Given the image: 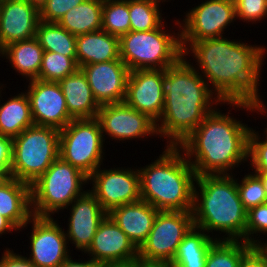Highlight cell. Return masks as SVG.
Returning a JSON list of instances; mask_svg holds the SVG:
<instances>
[{
    "label": "cell",
    "instance_id": "obj_38",
    "mask_svg": "<svg viewBox=\"0 0 267 267\" xmlns=\"http://www.w3.org/2000/svg\"><path fill=\"white\" fill-rule=\"evenodd\" d=\"M83 1L84 0H45L39 6L40 20L57 23L64 14Z\"/></svg>",
    "mask_w": 267,
    "mask_h": 267
},
{
    "label": "cell",
    "instance_id": "obj_14",
    "mask_svg": "<svg viewBox=\"0 0 267 267\" xmlns=\"http://www.w3.org/2000/svg\"><path fill=\"white\" fill-rule=\"evenodd\" d=\"M97 119L101 125L104 141L106 134L110 139L119 142L158 136L156 123L125 102L101 105Z\"/></svg>",
    "mask_w": 267,
    "mask_h": 267
},
{
    "label": "cell",
    "instance_id": "obj_47",
    "mask_svg": "<svg viewBox=\"0 0 267 267\" xmlns=\"http://www.w3.org/2000/svg\"><path fill=\"white\" fill-rule=\"evenodd\" d=\"M254 247L262 254V256L267 261V240H266V243L260 240L256 245H254Z\"/></svg>",
    "mask_w": 267,
    "mask_h": 267
},
{
    "label": "cell",
    "instance_id": "obj_34",
    "mask_svg": "<svg viewBox=\"0 0 267 267\" xmlns=\"http://www.w3.org/2000/svg\"><path fill=\"white\" fill-rule=\"evenodd\" d=\"M236 185L239 198L246 211L267 202V195L261 178L250 172L237 181Z\"/></svg>",
    "mask_w": 267,
    "mask_h": 267
},
{
    "label": "cell",
    "instance_id": "obj_4",
    "mask_svg": "<svg viewBox=\"0 0 267 267\" xmlns=\"http://www.w3.org/2000/svg\"><path fill=\"white\" fill-rule=\"evenodd\" d=\"M235 174L196 176L193 197L194 226L221 240L244 241L247 211L239 198ZM199 190V191H198ZM226 236V237H225Z\"/></svg>",
    "mask_w": 267,
    "mask_h": 267
},
{
    "label": "cell",
    "instance_id": "obj_28",
    "mask_svg": "<svg viewBox=\"0 0 267 267\" xmlns=\"http://www.w3.org/2000/svg\"><path fill=\"white\" fill-rule=\"evenodd\" d=\"M103 0H84L57 22L75 36L102 30Z\"/></svg>",
    "mask_w": 267,
    "mask_h": 267
},
{
    "label": "cell",
    "instance_id": "obj_31",
    "mask_svg": "<svg viewBox=\"0 0 267 267\" xmlns=\"http://www.w3.org/2000/svg\"><path fill=\"white\" fill-rule=\"evenodd\" d=\"M252 247L244 241L216 240L209 248L205 267H239Z\"/></svg>",
    "mask_w": 267,
    "mask_h": 267
},
{
    "label": "cell",
    "instance_id": "obj_48",
    "mask_svg": "<svg viewBox=\"0 0 267 267\" xmlns=\"http://www.w3.org/2000/svg\"><path fill=\"white\" fill-rule=\"evenodd\" d=\"M103 267H138V259L131 263L126 264H107L103 265Z\"/></svg>",
    "mask_w": 267,
    "mask_h": 267
},
{
    "label": "cell",
    "instance_id": "obj_29",
    "mask_svg": "<svg viewBox=\"0 0 267 267\" xmlns=\"http://www.w3.org/2000/svg\"><path fill=\"white\" fill-rule=\"evenodd\" d=\"M36 38L44 51L55 52L71 57L76 62V36L69 33L58 23H38Z\"/></svg>",
    "mask_w": 267,
    "mask_h": 267
},
{
    "label": "cell",
    "instance_id": "obj_6",
    "mask_svg": "<svg viewBox=\"0 0 267 267\" xmlns=\"http://www.w3.org/2000/svg\"><path fill=\"white\" fill-rule=\"evenodd\" d=\"M166 29L163 23L155 30L129 31L119 38L120 59L130 71L166 69L183 56L180 31Z\"/></svg>",
    "mask_w": 267,
    "mask_h": 267
},
{
    "label": "cell",
    "instance_id": "obj_41",
    "mask_svg": "<svg viewBox=\"0 0 267 267\" xmlns=\"http://www.w3.org/2000/svg\"><path fill=\"white\" fill-rule=\"evenodd\" d=\"M12 138L0 135V167L11 169Z\"/></svg>",
    "mask_w": 267,
    "mask_h": 267
},
{
    "label": "cell",
    "instance_id": "obj_20",
    "mask_svg": "<svg viewBox=\"0 0 267 267\" xmlns=\"http://www.w3.org/2000/svg\"><path fill=\"white\" fill-rule=\"evenodd\" d=\"M39 6L27 0H2L0 6V51L7 45L36 37Z\"/></svg>",
    "mask_w": 267,
    "mask_h": 267
},
{
    "label": "cell",
    "instance_id": "obj_25",
    "mask_svg": "<svg viewBox=\"0 0 267 267\" xmlns=\"http://www.w3.org/2000/svg\"><path fill=\"white\" fill-rule=\"evenodd\" d=\"M44 50L36 37L13 42L0 51V57L6 58L13 70L27 81L38 79Z\"/></svg>",
    "mask_w": 267,
    "mask_h": 267
},
{
    "label": "cell",
    "instance_id": "obj_33",
    "mask_svg": "<svg viewBox=\"0 0 267 267\" xmlns=\"http://www.w3.org/2000/svg\"><path fill=\"white\" fill-rule=\"evenodd\" d=\"M77 63L63 54L44 51L38 80L59 82L78 69Z\"/></svg>",
    "mask_w": 267,
    "mask_h": 267
},
{
    "label": "cell",
    "instance_id": "obj_42",
    "mask_svg": "<svg viewBox=\"0 0 267 267\" xmlns=\"http://www.w3.org/2000/svg\"><path fill=\"white\" fill-rule=\"evenodd\" d=\"M239 267H267V261L253 246L241 259Z\"/></svg>",
    "mask_w": 267,
    "mask_h": 267
},
{
    "label": "cell",
    "instance_id": "obj_40",
    "mask_svg": "<svg viewBox=\"0 0 267 267\" xmlns=\"http://www.w3.org/2000/svg\"><path fill=\"white\" fill-rule=\"evenodd\" d=\"M263 100H261V98L257 99L256 101H254L253 103H247V102H226L227 105H230L229 107L235 110V108L238 110H245V111H250V112H257L259 114L260 112V116H265L267 114V104L265 103ZM263 114V115H262ZM267 117V115H266ZM267 126V125H266ZM264 136H266L267 138V127L264 128Z\"/></svg>",
    "mask_w": 267,
    "mask_h": 267
},
{
    "label": "cell",
    "instance_id": "obj_24",
    "mask_svg": "<svg viewBox=\"0 0 267 267\" xmlns=\"http://www.w3.org/2000/svg\"><path fill=\"white\" fill-rule=\"evenodd\" d=\"M0 215L6 217L18 230H24L33 216L31 185L11 178L0 187Z\"/></svg>",
    "mask_w": 267,
    "mask_h": 267
},
{
    "label": "cell",
    "instance_id": "obj_19",
    "mask_svg": "<svg viewBox=\"0 0 267 267\" xmlns=\"http://www.w3.org/2000/svg\"><path fill=\"white\" fill-rule=\"evenodd\" d=\"M69 206V209L65 208L70 211L68 228L65 231L68 246L70 241L75 249L83 253L90 246L99 224L107 213L88 189Z\"/></svg>",
    "mask_w": 267,
    "mask_h": 267
},
{
    "label": "cell",
    "instance_id": "obj_49",
    "mask_svg": "<svg viewBox=\"0 0 267 267\" xmlns=\"http://www.w3.org/2000/svg\"><path fill=\"white\" fill-rule=\"evenodd\" d=\"M255 174H257L261 178V180L264 184L266 195H267V173H255Z\"/></svg>",
    "mask_w": 267,
    "mask_h": 267
},
{
    "label": "cell",
    "instance_id": "obj_44",
    "mask_svg": "<svg viewBox=\"0 0 267 267\" xmlns=\"http://www.w3.org/2000/svg\"><path fill=\"white\" fill-rule=\"evenodd\" d=\"M18 231V229L4 216L0 215V237L7 232L12 233L11 231ZM4 233V234H3Z\"/></svg>",
    "mask_w": 267,
    "mask_h": 267
},
{
    "label": "cell",
    "instance_id": "obj_2",
    "mask_svg": "<svg viewBox=\"0 0 267 267\" xmlns=\"http://www.w3.org/2000/svg\"><path fill=\"white\" fill-rule=\"evenodd\" d=\"M191 60L182 56L167 67L163 75L164 109L156 129L157 138L160 136L167 140L165 146H179L207 114L218 104L225 106L226 103L210 89L193 63L189 62Z\"/></svg>",
    "mask_w": 267,
    "mask_h": 267
},
{
    "label": "cell",
    "instance_id": "obj_36",
    "mask_svg": "<svg viewBox=\"0 0 267 267\" xmlns=\"http://www.w3.org/2000/svg\"><path fill=\"white\" fill-rule=\"evenodd\" d=\"M261 233L265 235L266 237V234H267V202L261 205H258L250 209L249 211H247L245 242L252 246L256 245L262 239V236H260L262 235ZM259 237H261V239Z\"/></svg>",
    "mask_w": 267,
    "mask_h": 267
},
{
    "label": "cell",
    "instance_id": "obj_43",
    "mask_svg": "<svg viewBox=\"0 0 267 267\" xmlns=\"http://www.w3.org/2000/svg\"><path fill=\"white\" fill-rule=\"evenodd\" d=\"M72 258L70 255L59 267H103V265L94 262L91 258L86 261H80V259L76 261Z\"/></svg>",
    "mask_w": 267,
    "mask_h": 267
},
{
    "label": "cell",
    "instance_id": "obj_17",
    "mask_svg": "<svg viewBox=\"0 0 267 267\" xmlns=\"http://www.w3.org/2000/svg\"><path fill=\"white\" fill-rule=\"evenodd\" d=\"M84 253L101 265L126 264L138 259V248L108 214Z\"/></svg>",
    "mask_w": 267,
    "mask_h": 267
},
{
    "label": "cell",
    "instance_id": "obj_1",
    "mask_svg": "<svg viewBox=\"0 0 267 267\" xmlns=\"http://www.w3.org/2000/svg\"><path fill=\"white\" fill-rule=\"evenodd\" d=\"M267 48L240 40L218 37L193 42L184 52L195 58L194 68L222 102L253 103L259 86ZM212 85V86H211Z\"/></svg>",
    "mask_w": 267,
    "mask_h": 267
},
{
    "label": "cell",
    "instance_id": "obj_11",
    "mask_svg": "<svg viewBox=\"0 0 267 267\" xmlns=\"http://www.w3.org/2000/svg\"><path fill=\"white\" fill-rule=\"evenodd\" d=\"M193 227L192 211H158L147 240L138 249V259L171 263L178 245Z\"/></svg>",
    "mask_w": 267,
    "mask_h": 267
},
{
    "label": "cell",
    "instance_id": "obj_16",
    "mask_svg": "<svg viewBox=\"0 0 267 267\" xmlns=\"http://www.w3.org/2000/svg\"><path fill=\"white\" fill-rule=\"evenodd\" d=\"M165 69L130 71L124 102L157 123L164 109L162 80Z\"/></svg>",
    "mask_w": 267,
    "mask_h": 267
},
{
    "label": "cell",
    "instance_id": "obj_7",
    "mask_svg": "<svg viewBox=\"0 0 267 267\" xmlns=\"http://www.w3.org/2000/svg\"><path fill=\"white\" fill-rule=\"evenodd\" d=\"M89 178L58 157L51 166L31 184V210L37 217H51L68 208L85 191ZM84 189V190H83Z\"/></svg>",
    "mask_w": 267,
    "mask_h": 267
},
{
    "label": "cell",
    "instance_id": "obj_8",
    "mask_svg": "<svg viewBox=\"0 0 267 267\" xmlns=\"http://www.w3.org/2000/svg\"><path fill=\"white\" fill-rule=\"evenodd\" d=\"M59 138V129L39 125L12 138V177L31 185L59 157Z\"/></svg>",
    "mask_w": 267,
    "mask_h": 267
},
{
    "label": "cell",
    "instance_id": "obj_26",
    "mask_svg": "<svg viewBox=\"0 0 267 267\" xmlns=\"http://www.w3.org/2000/svg\"><path fill=\"white\" fill-rule=\"evenodd\" d=\"M4 84L0 85V97ZM0 99V135L14 138L25 129L33 126L30 100L26 92L8 98L1 104Z\"/></svg>",
    "mask_w": 267,
    "mask_h": 267
},
{
    "label": "cell",
    "instance_id": "obj_13",
    "mask_svg": "<svg viewBox=\"0 0 267 267\" xmlns=\"http://www.w3.org/2000/svg\"><path fill=\"white\" fill-rule=\"evenodd\" d=\"M28 224L32 232L27 258L36 267H59L71 254L64 228L52 216H32L25 227Z\"/></svg>",
    "mask_w": 267,
    "mask_h": 267
},
{
    "label": "cell",
    "instance_id": "obj_27",
    "mask_svg": "<svg viewBox=\"0 0 267 267\" xmlns=\"http://www.w3.org/2000/svg\"><path fill=\"white\" fill-rule=\"evenodd\" d=\"M210 237L204 230L193 227L178 245L170 263L172 267H205L209 248L220 237Z\"/></svg>",
    "mask_w": 267,
    "mask_h": 267
},
{
    "label": "cell",
    "instance_id": "obj_45",
    "mask_svg": "<svg viewBox=\"0 0 267 267\" xmlns=\"http://www.w3.org/2000/svg\"><path fill=\"white\" fill-rule=\"evenodd\" d=\"M138 267H172L170 263L164 262H146L138 259Z\"/></svg>",
    "mask_w": 267,
    "mask_h": 267
},
{
    "label": "cell",
    "instance_id": "obj_9",
    "mask_svg": "<svg viewBox=\"0 0 267 267\" xmlns=\"http://www.w3.org/2000/svg\"><path fill=\"white\" fill-rule=\"evenodd\" d=\"M104 143L97 118L73 119L60 130L59 157L89 178L104 165Z\"/></svg>",
    "mask_w": 267,
    "mask_h": 267
},
{
    "label": "cell",
    "instance_id": "obj_23",
    "mask_svg": "<svg viewBox=\"0 0 267 267\" xmlns=\"http://www.w3.org/2000/svg\"><path fill=\"white\" fill-rule=\"evenodd\" d=\"M76 63L78 67L120 59L119 37L106 31L76 36Z\"/></svg>",
    "mask_w": 267,
    "mask_h": 267
},
{
    "label": "cell",
    "instance_id": "obj_5",
    "mask_svg": "<svg viewBox=\"0 0 267 267\" xmlns=\"http://www.w3.org/2000/svg\"><path fill=\"white\" fill-rule=\"evenodd\" d=\"M149 165L138 167L141 200L158 211H192L196 174L179 146H166Z\"/></svg>",
    "mask_w": 267,
    "mask_h": 267
},
{
    "label": "cell",
    "instance_id": "obj_50",
    "mask_svg": "<svg viewBox=\"0 0 267 267\" xmlns=\"http://www.w3.org/2000/svg\"><path fill=\"white\" fill-rule=\"evenodd\" d=\"M28 2L34 3L37 6H40L45 0H27Z\"/></svg>",
    "mask_w": 267,
    "mask_h": 267
},
{
    "label": "cell",
    "instance_id": "obj_37",
    "mask_svg": "<svg viewBox=\"0 0 267 267\" xmlns=\"http://www.w3.org/2000/svg\"><path fill=\"white\" fill-rule=\"evenodd\" d=\"M234 2L236 19L255 24L267 17V0H234Z\"/></svg>",
    "mask_w": 267,
    "mask_h": 267
},
{
    "label": "cell",
    "instance_id": "obj_46",
    "mask_svg": "<svg viewBox=\"0 0 267 267\" xmlns=\"http://www.w3.org/2000/svg\"><path fill=\"white\" fill-rule=\"evenodd\" d=\"M11 178V169H2L0 167V187L4 186Z\"/></svg>",
    "mask_w": 267,
    "mask_h": 267
},
{
    "label": "cell",
    "instance_id": "obj_21",
    "mask_svg": "<svg viewBox=\"0 0 267 267\" xmlns=\"http://www.w3.org/2000/svg\"><path fill=\"white\" fill-rule=\"evenodd\" d=\"M158 210L139 200L112 209L108 215L139 249L147 240Z\"/></svg>",
    "mask_w": 267,
    "mask_h": 267
},
{
    "label": "cell",
    "instance_id": "obj_30",
    "mask_svg": "<svg viewBox=\"0 0 267 267\" xmlns=\"http://www.w3.org/2000/svg\"><path fill=\"white\" fill-rule=\"evenodd\" d=\"M165 1L129 0L130 31L155 30L165 23L160 8Z\"/></svg>",
    "mask_w": 267,
    "mask_h": 267
},
{
    "label": "cell",
    "instance_id": "obj_12",
    "mask_svg": "<svg viewBox=\"0 0 267 267\" xmlns=\"http://www.w3.org/2000/svg\"><path fill=\"white\" fill-rule=\"evenodd\" d=\"M103 169V170H102ZM97 168L89 177L92 188L103 210L112 209L141 200L140 175L137 168Z\"/></svg>",
    "mask_w": 267,
    "mask_h": 267
},
{
    "label": "cell",
    "instance_id": "obj_10",
    "mask_svg": "<svg viewBox=\"0 0 267 267\" xmlns=\"http://www.w3.org/2000/svg\"><path fill=\"white\" fill-rule=\"evenodd\" d=\"M184 14L182 22L175 20L183 52L193 42L223 37L225 29L237 20L234 0H202Z\"/></svg>",
    "mask_w": 267,
    "mask_h": 267
},
{
    "label": "cell",
    "instance_id": "obj_35",
    "mask_svg": "<svg viewBox=\"0 0 267 267\" xmlns=\"http://www.w3.org/2000/svg\"><path fill=\"white\" fill-rule=\"evenodd\" d=\"M248 161L253 173H267V138L261 137L254 128L248 138Z\"/></svg>",
    "mask_w": 267,
    "mask_h": 267
},
{
    "label": "cell",
    "instance_id": "obj_18",
    "mask_svg": "<svg viewBox=\"0 0 267 267\" xmlns=\"http://www.w3.org/2000/svg\"><path fill=\"white\" fill-rule=\"evenodd\" d=\"M80 69L100 106L124 102L130 70L122 60L88 64Z\"/></svg>",
    "mask_w": 267,
    "mask_h": 267
},
{
    "label": "cell",
    "instance_id": "obj_15",
    "mask_svg": "<svg viewBox=\"0 0 267 267\" xmlns=\"http://www.w3.org/2000/svg\"><path fill=\"white\" fill-rule=\"evenodd\" d=\"M25 91L30 100L34 125L63 129L73 118L58 82L30 80Z\"/></svg>",
    "mask_w": 267,
    "mask_h": 267
},
{
    "label": "cell",
    "instance_id": "obj_22",
    "mask_svg": "<svg viewBox=\"0 0 267 267\" xmlns=\"http://www.w3.org/2000/svg\"><path fill=\"white\" fill-rule=\"evenodd\" d=\"M58 83L65 97L69 115L73 119L97 118L100 105L95 100L86 76L80 68Z\"/></svg>",
    "mask_w": 267,
    "mask_h": 267
},
{
    "label": "cell",
    "instance_id": "obj_32",
    "mask_svg": "<svg viewBox=\"0 0 267 267\" xmlns=\"http://www.w3.org/2000/svg\"><path fill=\"white\" fill-rule=\"evenodd\" d=\"M102 30L119 38L130 31L129 0H103Z\"/></svg>",
    "mask_w": 267,
    "mask_h": 267
},
{
    "label": "cell",
    "instance_id": "obj_3",
    "mask_svg": "<svg viewBox=\"0 0 267 267\" xmlns=\"http://www.w3.org/2000/svg\"><path fill=\"white\" fill-rule=\"evenodd\" d=\"M226 113L216 107L179 145L196 176L232 174L234 167L248 163L252 127Z\"/></svg>",
    "mask_w": 267,
    "mask_h": 267
},
{
    "label": "cell",
    "instance_id": "obj_39",
    "mask_svg": "<svg viewBox=\"0 0 267 267\" xmlns=\"http://www.w3.org/2000/svg\"><path fill=\"white\" fill-rule=\"evenodd\" d=\"M0 267H36L26 256L14 253L9 248L4 249L0 258Z\"/></svg>",
    "mask_w": 267,
    "mask_h": 267
}]
</instances>
